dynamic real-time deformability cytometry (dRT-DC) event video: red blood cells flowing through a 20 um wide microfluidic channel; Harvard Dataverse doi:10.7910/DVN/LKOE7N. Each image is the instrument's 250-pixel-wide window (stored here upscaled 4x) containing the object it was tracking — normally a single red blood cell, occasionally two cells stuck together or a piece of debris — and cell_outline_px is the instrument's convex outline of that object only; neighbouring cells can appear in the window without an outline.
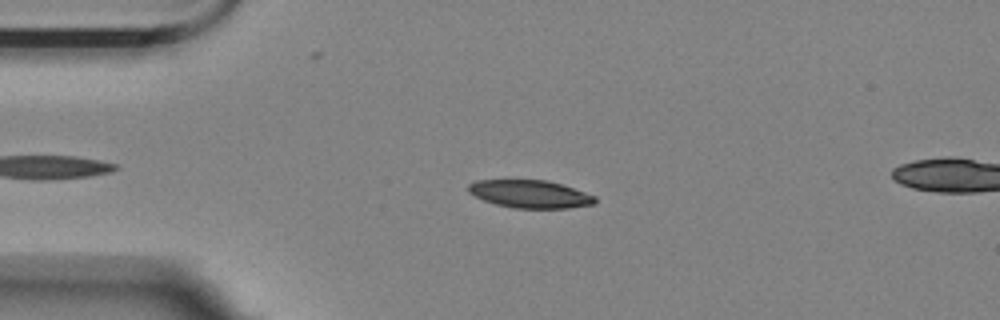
{"species": "Egyptian fruit bat (a non-hibernating species)", "species_latin": "Rousettus aegyptiacus", "temperature_condition": "room temperature", "stored_images_in_passage": 14, "camera_frame_rate_fps": 3000, "um_per_image_px": 0.085, "animal": {"sex": "female"}, "frame": {"image": 1, "passage_image": 10, "time_ms": 3.0, "image_size_px": [1000, 320], "cell_outline_px": [[596, 204], [568, 208], [512, 208], [496, 204], [484, 200], [468, 192], [468, 184], [476, 180], [548, 180], [596, 196]], "centroid_in_image_um": [45.05, 16.49], "position_along_channel_um": 39.9, "area_um2": 20.46}}